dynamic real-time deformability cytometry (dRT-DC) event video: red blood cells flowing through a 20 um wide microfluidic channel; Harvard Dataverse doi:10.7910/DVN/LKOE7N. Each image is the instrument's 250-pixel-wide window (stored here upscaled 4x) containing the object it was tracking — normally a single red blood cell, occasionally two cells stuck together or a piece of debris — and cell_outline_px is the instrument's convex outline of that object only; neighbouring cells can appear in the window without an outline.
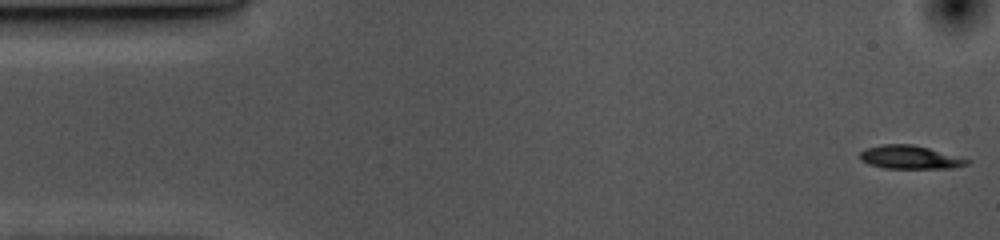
{"species": "common noctule bat (a hibernating species)", "species_latin": "Nyctalus noctula", "temperature_condition": "cold", "stored_images_in_passage": 55, "camera_frame_rate_fps": 3000, "um_per_image_px": 0.085, "animal": {"sex": "female", "body_mass_g": 10.0, "forearm_length_mm": 53.1}, "frame": {"image": 1, "passage_image": 1, "time_ms": 0.0, "image_size_px": [1000, 240], "cell_outline_px": [[972, 160], [968, 164], [952, 168], [884, 168], [868, 164], [860, 160], [860, 152], [864, 148], [884, 144], [912, 144], [928, 148]], "centroid_in_image_um": [77.32, 13.36], "position_along_channel_um": 7.7, "area_um2": 14.57}}
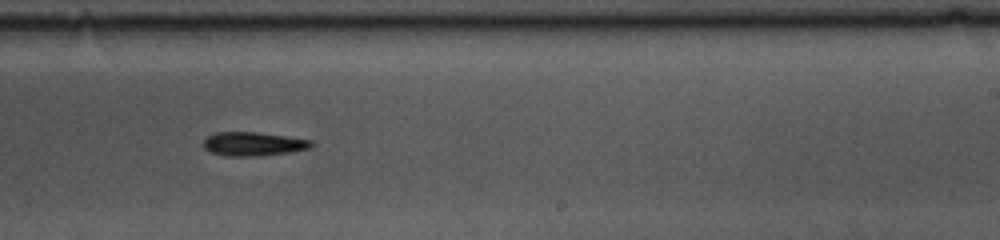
{"frame": {"image": 2, "passage_image": 32, "time_ms": 10.333, "image_size_px": [1000, 240], "cell_outline_px": [[316, 144], [312, 148], [288, 152], [252, 156], [224, 156], [212, 152], [204, 148], [204, 140], [208, 136], [216, 132], [260, 132], [312, 140]], "centroid_in_image_um": [21.57, 12.22], "position_along_channel_um": 267.4, "area_um2": 14.97}}
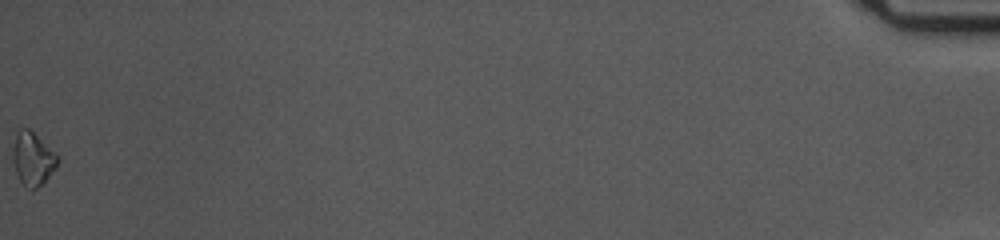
{"frame": {"image": 3, "passage_image": 55, "time_ms": 18.0, "image_size_px": [1000, 240], "cell_outline_px": [[60, 160], [56, 168], [32, 192], [20, 180], [16, 172], [12, 160], [12, 148], [16, 132], [20, 128], [28, 128], [56, 152], [60, 156]], "centroid_in_image_um": [2.79, 13.47], "position_along_channel_um": 432.4, "area_um2": 13.99}, "authors_computed_cell_mechanics": {"area_um2": 14.9124, "velocity_mm_per_s": 3.5681, "shape_relaxation_time_tau1_ms": 2.316, "shape_relaxation_time_tau2_ms": null, "deformation_change_tau1": 0.1194, "deformation_change_tau2": null}}